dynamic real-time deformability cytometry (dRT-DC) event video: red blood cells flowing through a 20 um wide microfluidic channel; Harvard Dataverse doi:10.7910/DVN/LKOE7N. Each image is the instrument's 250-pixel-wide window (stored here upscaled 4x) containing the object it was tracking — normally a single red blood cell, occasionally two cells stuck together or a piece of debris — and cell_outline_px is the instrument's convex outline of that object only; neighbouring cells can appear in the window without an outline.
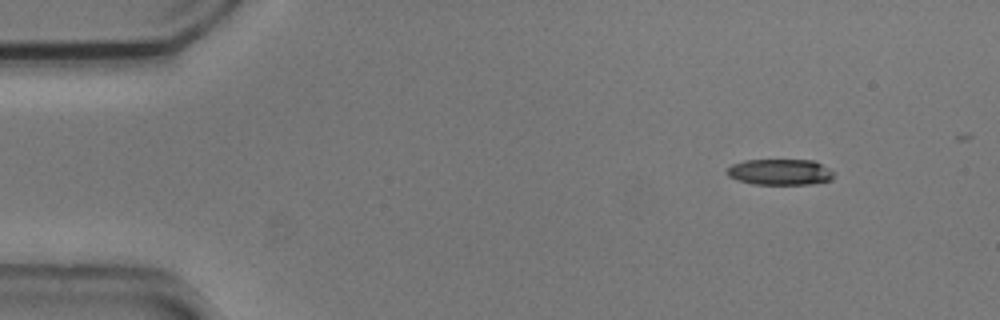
{"species": "common noctule bat (a hibernating species)", "species_latin": "Nyctalus noctula", "temperature_condition": "cold", "stored_images_in_passage": 3, "camera_frame_rate_fps": 3000, "um_per_image_px": 0.085, "animal": {"sex": "male", "body_mass_g": 20.5, "forearm_length_mm": 52.5}, "frame": {"image": 1, "passage_image": 1, "time_ms": 0.0, "image_size_px": [1000, 320], "cell_outline_px": [[836, 172], [832, 180], [812, 184], [752, 184], [736, 180], [728, 176], [724, 172], [732, 164], [744, 160], [816, 160]], "centroid_in_image_um": [66.33, 14.62], "position_along_channel_um": 18.7, "area_um2": 16.53}}
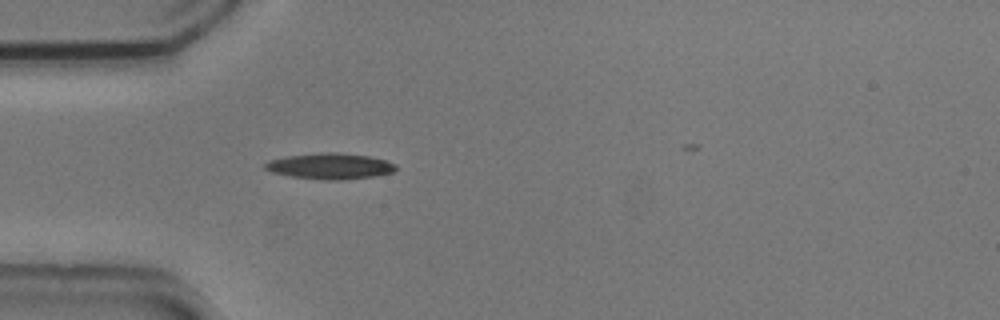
{"frame": {"image": 2, "passage_image": 3, "time_ms": 0.667, "image_size_px": [1000, 320], "cell_outline_px": [[396, 168], [392, 172], [372, 176], [340, 180], [328, 180], [292, 176], [272, 172], [264, 168], [264, 164], [268, 160], [288, 156], [320, 152], [336, 152], [368, 156], [384, 160], [396, 164]], "centroid_in_image_um": [28.03, 14.11], "position_along_channel_um": 57.0, "area_um2": 19.48}}